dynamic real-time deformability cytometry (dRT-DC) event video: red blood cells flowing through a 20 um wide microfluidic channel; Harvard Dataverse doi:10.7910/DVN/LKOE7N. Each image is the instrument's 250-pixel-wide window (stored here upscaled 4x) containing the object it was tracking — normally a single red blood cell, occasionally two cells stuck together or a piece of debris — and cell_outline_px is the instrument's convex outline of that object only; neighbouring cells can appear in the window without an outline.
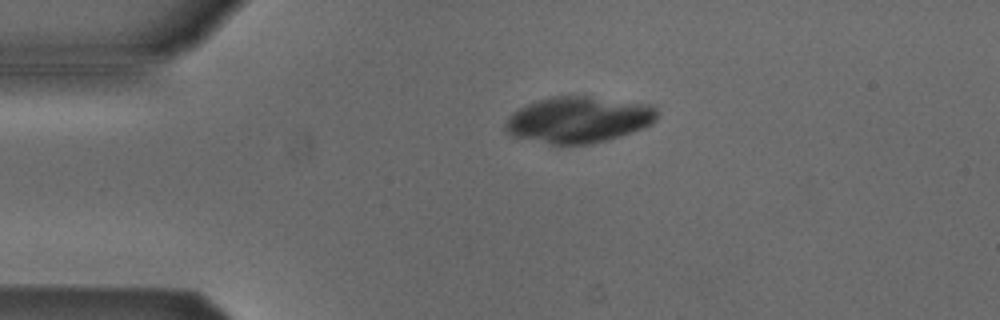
{"species": "Egyptian fruit bat (a non-hibernating species)", "species_latin": "Rousettus aegyptiacus", "temperature_condition": "cold", "stored_images_in_passage": 2, "camera_frame_rate_fps": 3000, "um_per_image_px": 0.085, "animal": {"sex": "male"}, "frame": {"image": 1, "passage_image": 1, "time_ms": 0.0, "image_size_px": [1000, 320], "cell_outline_px": [[660, 112], [656, 120], [652, 124], [620, 136], [588, 144], [552, 144], [512, 136], [504, 128], [504, 124], [508, 116], [512, 112], [536, 100], [552, 96], [592, 96], [652, 104]], "centroid_in_image_um": [49.2, 10.15], "position_along_channel_um": 35.8, "area_um2": 41.04}}